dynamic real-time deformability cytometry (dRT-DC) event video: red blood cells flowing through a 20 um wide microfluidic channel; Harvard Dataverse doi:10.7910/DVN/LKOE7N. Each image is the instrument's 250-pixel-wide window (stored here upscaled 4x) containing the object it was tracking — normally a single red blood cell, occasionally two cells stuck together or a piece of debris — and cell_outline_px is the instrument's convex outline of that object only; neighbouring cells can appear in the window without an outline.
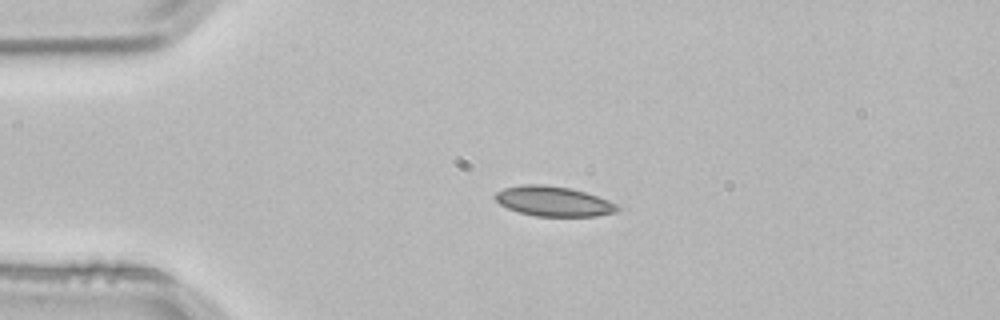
{"species": "common noctule bat (a hibernating species)", "species_latin": "Nyctalus noctula", "temperature_condition": "room temperature", "stored_images_in_passage": 3, "camera_frame_rate_fps": 3000, "um_per_image_px": 0.085, "animal": {"sex": "male", "body_mass_g": 21.5, "forearm_length_mm": 52.0}, "frame": {"image": 1, "passage_image": 2, "time_ms": 0.333, "image_size_px": [1000, 320], "cell_outline_px": [[620, 208], [616, 212], [596, 216], [536, 216], [520, 212], [508, 208], [500, 204], [496, 200], [496, 192], [504, 188], [520, 184], [544, 184], [568, 188], [584, 192], [608, 200], [616, 204]], "centroid_in_image_um": [47.04, 17.11], "position_along_channel_um": 38.0, "area_um2": 21.1}}
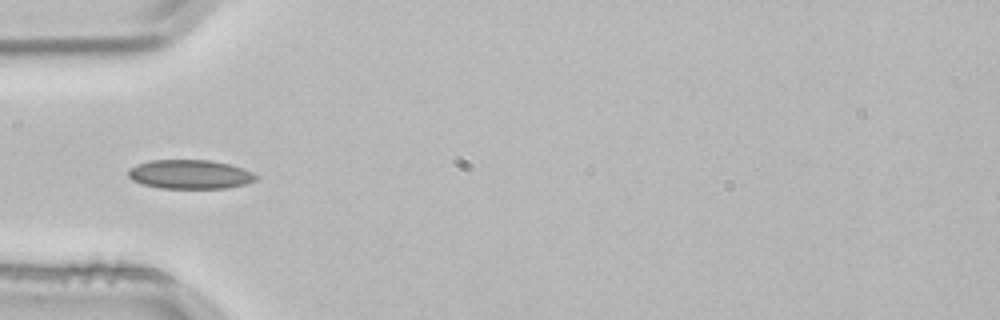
{"frame": {"image": 2, "passage_image": 3, "time_ms": 0.667, "image_size_px": [1000, 320], "cell_outline_px": [[256, 180], [244, 184], [224, 188], [160, 188], [144, 184], [132, 180], [128, 176], [128, 168], [136, 164], [152, 160], [208, 160], [228, 164], [252, 172], [256, 176]], "centroid_in_image_um": [16.09, 14.81], "position_along_channel_um": 68.9, "area_um2": 21.39}}